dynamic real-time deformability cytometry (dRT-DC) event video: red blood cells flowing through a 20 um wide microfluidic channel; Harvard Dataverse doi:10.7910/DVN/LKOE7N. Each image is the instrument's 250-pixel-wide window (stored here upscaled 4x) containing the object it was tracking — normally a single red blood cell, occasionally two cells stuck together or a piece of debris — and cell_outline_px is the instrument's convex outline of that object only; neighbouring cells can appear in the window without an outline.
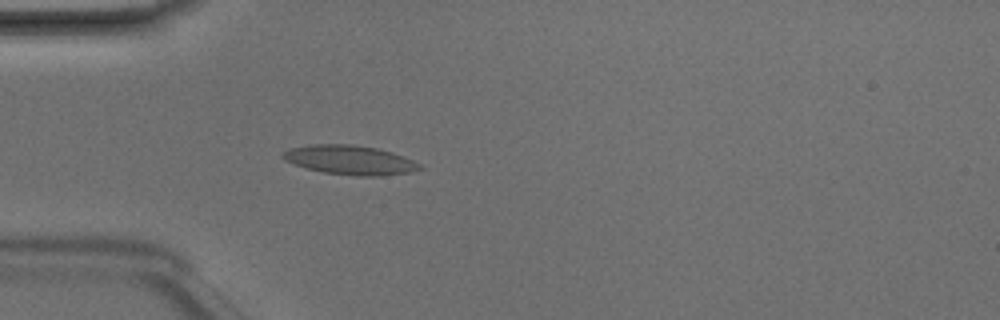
{"species": "Egyptian fruit bat (a non-hibernating species)", "species_latin": "Rousettus aegyptiacus", "temperature_condition": "room temperature", "stored_images_in_passage": 41, "camera_frame_rate_fps": 3000, "um_per_image_px": 0.085, "animal": {"sex": "male"}, "frame": {"image": 1, "passage_image": 13, "time_ms": 4.0, "image_size_px": [1000, 320], "cell_outline_px": [[424, 168], [412, 172], [380, 176], [356, 176], [324, 172], [292, 164], [284, 160], [280, 156], [284, 152], [292, 148], [312, 144], [352, 144], [376, 148], [392, 152], [412, 160], [420, 164]], "centroid_in_image_um": [29.76, 13.6], "position_along_channel_um": 55.2, "area_um2": 23.29}}
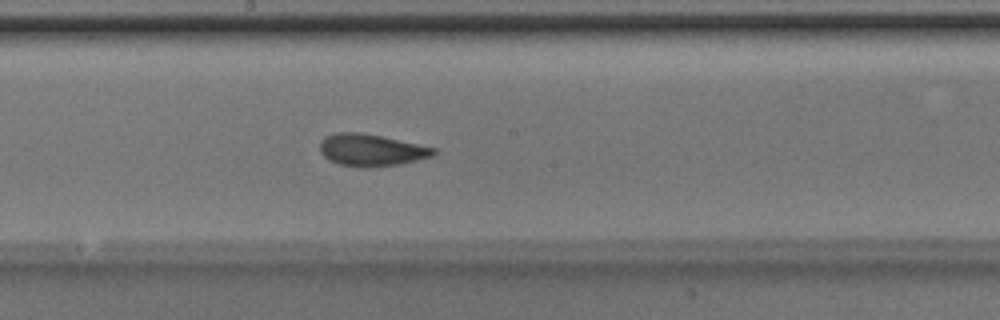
{"frame": {"image": 2, "passage_image": 25, "time_ms": 8.0, "image_size_px": [1000, 320], "cell_outline_px": [[436, 152], [432, 156], [400, 164], [368, 168], [356, 168], [340, 164], [328, 160], [320, 152], [320, 140], [324, 136], [336, 132], [360, 132], [380, 136], [436, 148]], "centroid_in_image_um": [31.5, 12.76], "position_along_channel_um": 216.7, "area_um2": 21.33}}
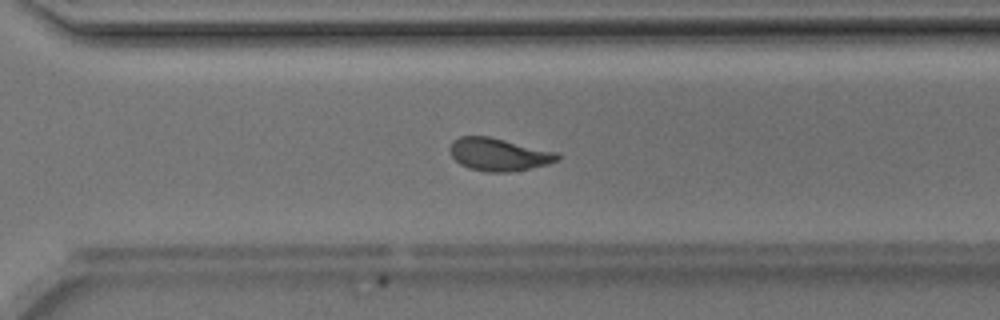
{"frame": {"image": 3, "passage_image": 33, "time_ms": 10.667, "image_size_px": [1000, 320], "cell_outline_px": [[560, 160], [548, 164], [508, 172], [488, 172], [468, 168], [460, 164], [452, 156], [448, 148], [452, 140], [460, 136], [488, 136], [556, 152], [560, 156]], "centroid_in_image_um": [42.35, 13.12], "position_along_channel_um": 328.2, "area_um2": 20.4}, "authors_computed_cell_mechanics": {"area_um2": 20.8658, "velocity_mm_per_s": 4.2136, "shape_relaxation_time_tau1_ms": 2.8968, "shape_relaxation_time_tau2_ms": 0.8122, "deformation_change_tau1": 0.1409, "deformation_change_tau2": 0.0755}}